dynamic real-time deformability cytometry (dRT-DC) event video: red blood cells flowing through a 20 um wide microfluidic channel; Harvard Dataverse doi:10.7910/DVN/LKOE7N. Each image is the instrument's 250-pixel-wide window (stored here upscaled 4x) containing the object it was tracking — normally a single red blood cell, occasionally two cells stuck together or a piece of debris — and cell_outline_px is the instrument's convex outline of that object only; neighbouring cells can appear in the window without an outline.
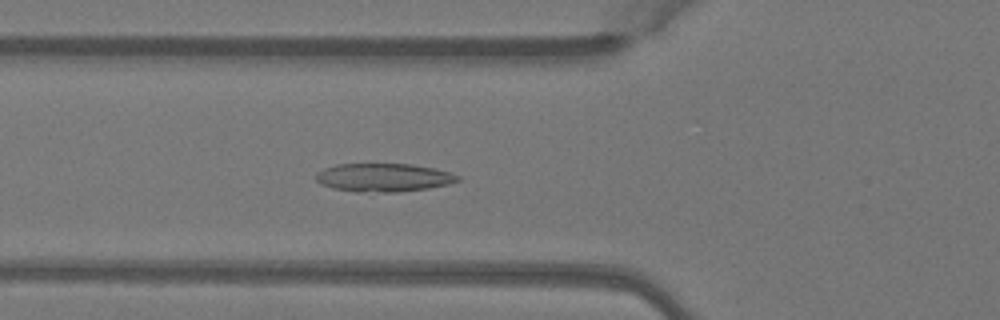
{"species": "Egyptian fruit bat (a non-hibernating species)", "species_latin": "Rousettus aegyptiacus", "temperature_condition": "warm", "stored_images_in_passage": 37, "camera_frame_rate_fps": 3000, "um_per_image_px": 0.085, "animal": {"sex": "female"}, "frame": {"image": 1, "passage_image": 8, "time_ms": 2.333, "image_size_px": [1000, 320], "cell_outline_px": [[460, 180], [448, 184], [428, 188], [400, 192], [356, 192], [332, 188], [320, 184], [316, 180], [316, 172], [324, 168], [336, 164], [412, 164], [436, 168], [460, 176]], "centroid_in_image_um": [32.58, 15.09], "position_along_channel_um": 93.2, "area_um2": 23.58}}
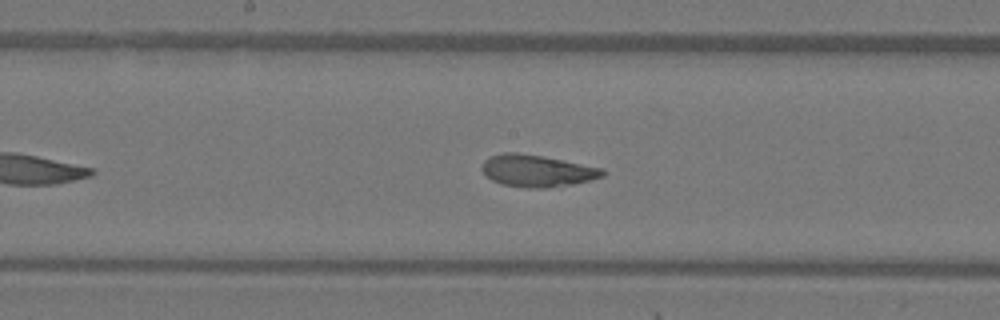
{"frame": {"image": 2, "passage_image": 16, "time_ms": 5.0, "image_size_px": [1000, 320], "cell_outline_px": [[608, 172], [604, 176], [572, 184], [548, 188], [528, 188], [500, 184], [492, 180], [480, 168], [484, 160], [488, 156], [504, 152], [516, 152], [544, 156], [604, 168]], "centroid_in_image_um": [45.65, 14.51], "position_along_channel_um": 202.5, "area_um2": 22.72}}
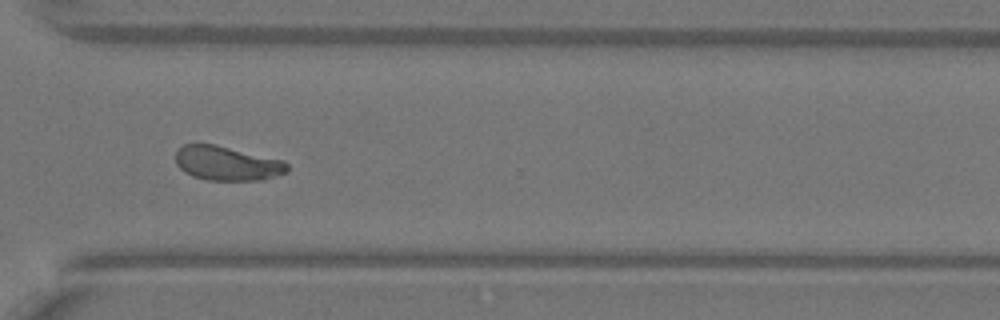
{"frame": {"image": 3, "passage_image": 27, "time_ms": 8.667, "image_size_px": [1000, 320], "cell_outline_px": [[288, 172], [264, 180], [208, 180], [192, 176], [184, 172], [176, 164], [176, 148], [184, 144], [216, 144], [284, 160], [288, 164]], "centroid_in_image_um": [19.3, 13.88], "position_along_channel_um": 351.3, "area_um2": 22.6}, "authors_computed_cell_mechanics": {"area_um2": 22.0218, "velocity_mm_per_s": 4.0732, "shape_relaxation_time_tau1_ms": 4.0233, "shape_relaxation_time_tau2_ms": 1.149, "deformation_change_tau1": 0.1438, "deformation_change_tau2": 0.0718}}